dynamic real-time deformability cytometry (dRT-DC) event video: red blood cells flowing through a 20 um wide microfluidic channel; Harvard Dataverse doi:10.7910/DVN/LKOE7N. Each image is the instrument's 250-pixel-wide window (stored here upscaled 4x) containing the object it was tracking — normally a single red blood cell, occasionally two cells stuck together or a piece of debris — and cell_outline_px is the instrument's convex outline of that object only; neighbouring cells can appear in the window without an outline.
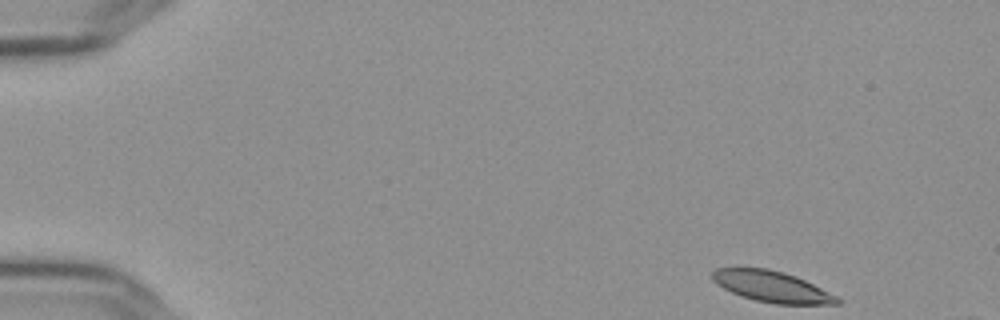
{"species": "Egyptian fruit bat (a non-hibernating species)", "species_latin": "Rousettus aegyptiacus", "temperature_condition": "cold", "stored_images_in_passage": 13, "camera_frame_rate_fps": 3000, "um_per_image_px": 0.085, "frame": {"image": 1, "passage_image": 1, "time_ms": 0.0, "image_size_px": [1000, 320], "cell_outline_px": [[844, 300], [840, 304], [776, 304], [756, 300], [740, 296], [716, 284], [712, 280], [712, 272], [716, 268], [768, 268], [784, 272], [796, 276]], "centroid_in_image_um": [65.6, 24.36], "position_along_channel_um": 19.4, "area_um2": 22.48}}